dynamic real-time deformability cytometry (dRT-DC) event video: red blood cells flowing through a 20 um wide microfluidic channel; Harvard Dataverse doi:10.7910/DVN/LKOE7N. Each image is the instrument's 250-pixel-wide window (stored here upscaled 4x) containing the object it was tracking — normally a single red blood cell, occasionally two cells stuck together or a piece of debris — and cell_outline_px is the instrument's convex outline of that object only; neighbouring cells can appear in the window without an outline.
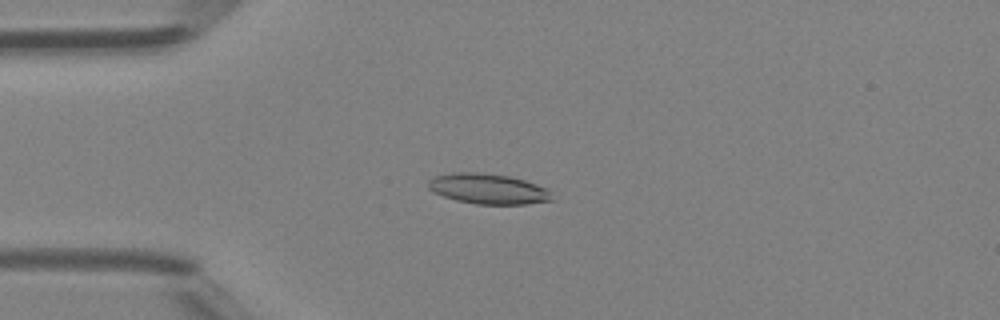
{"species": "Egyptian fruit bat (a non-hibernating species)", "species_latin": "Rousettus aegyptiacus", "temperature_condition": "room temperature", "stored_images_in_passage": 48, "camera_frame_rate_fps": 3000, "um_per_image_px": 0.085, "animal": {"sex": "female"}, "frame": {"image": 1, "passage_image": 13, "time_ms": 4.0, "image_size_px": [1000, 320], "cell_outline_px": [[556, 200], [528, 204], [476, 204], [456, 200], [432, 192], [428, 188], [428, 180], [436, 176], [452, 172], [480, 172], [508, 176], [524, 180], [548, 188]], "centroid_in_image_um": [41.52, 16.05], "position_along_channel_um": 43.5, "area_um2": 22.08}}
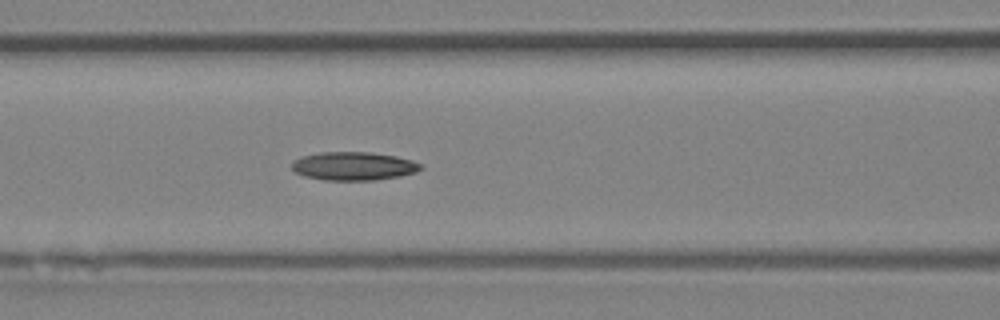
{"frame": {"image": 2, "passage_image": 21, "time_ms": 6.667, "image_size_px": [1000, 320], "cell_outline_px": [[424, 168], [416, 172], [400, 176], [376, 180], [324, 180], [304, 176], [296, 172], [292, 168], [292, 164], [300, 156], [320, 152], [368, 152], [396, 156], [412, 160], [420, 164]], "centroid_in_image_um": [30.07, 14.12], "position_along_channel_um": 136.5, "area_um2": 21.33}}
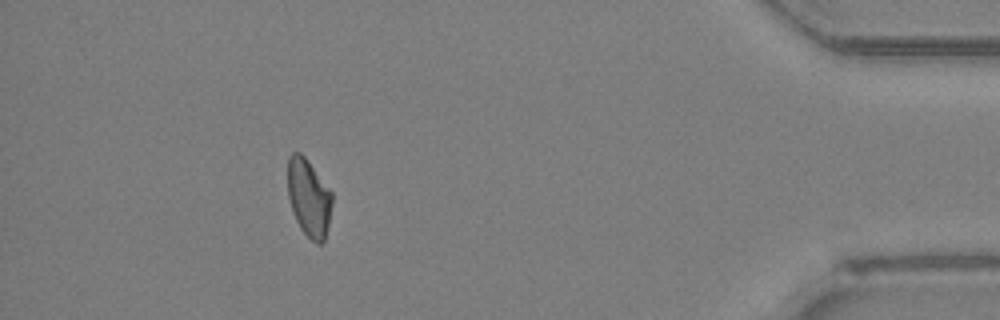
{"frame": {"image": 3, "passage_image": 44, "time_ms": 14.333, "image_size_px": [1000, 320], "cell_outline_px": [[332, 204], [328, 224], [324, 240], [320, 244], [316, 244], [300, 228], [296, 220], [288, 196], [288, 156], [292, 152], [300, 152], [304, 156], [332, 192]], "centroid_in_image_um": [26.24, 16.8], "position_along_channel_um": 409.0, "area_um2": 19.83}, "authors_computed_cell_mechanics": {"area_um2": 20.9236, "velocity_mm_per_s": 4.2914, "shape_relaxation_time_tau1_ms": 6.1843, "shape_relaxation_time_tau2_ms": null, "deformation_change_tau1": 0.1343, "deformation_change_tau2": null}}